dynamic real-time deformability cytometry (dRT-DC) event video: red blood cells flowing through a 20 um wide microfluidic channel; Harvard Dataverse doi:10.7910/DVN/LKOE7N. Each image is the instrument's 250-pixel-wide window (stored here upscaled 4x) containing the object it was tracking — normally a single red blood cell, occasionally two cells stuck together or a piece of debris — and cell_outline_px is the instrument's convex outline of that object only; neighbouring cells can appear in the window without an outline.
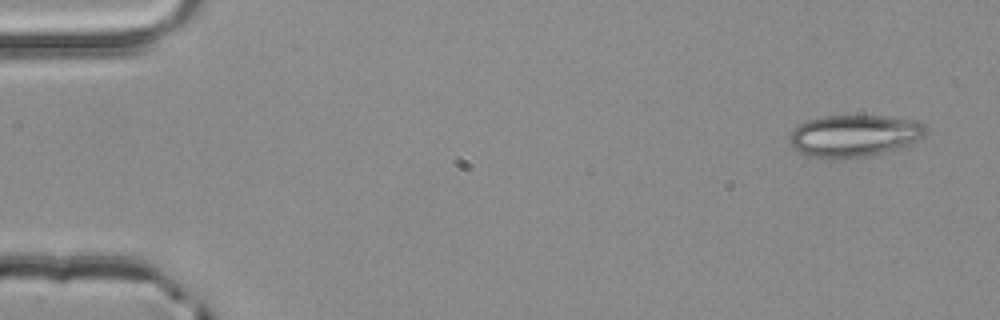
{"species": "common noctule bat (a hibernating species)", "species_latin": "Nyctalus noctula", "temperature_condition": "room temperature", "stored_images_in_passage": 4, "camera_frame_rate_fps": 3000, "um_per_image_px": 0.085, "animal": {"sex": "male", "body_mass_g": 20.4}, "frame": {"image": 1, "passage_image": 1, "time_ms": 0.0, "image_size_px": [1000, 320], "cell_outline_px": [[928, 132], [924, 136], [912, 144], [884, 152], [864, 156], [832, 160], [812, 156], [800, 152], [792, 148], [788, 140], [788, 136], [800, 124], [808, 120], [824, 116], [884, 116], [916, 120], [924, 124]], "centroid_in_image_um": [72.62, 11.54], "position_along_channel_um": 12.4, "area_um2": 33.47}}